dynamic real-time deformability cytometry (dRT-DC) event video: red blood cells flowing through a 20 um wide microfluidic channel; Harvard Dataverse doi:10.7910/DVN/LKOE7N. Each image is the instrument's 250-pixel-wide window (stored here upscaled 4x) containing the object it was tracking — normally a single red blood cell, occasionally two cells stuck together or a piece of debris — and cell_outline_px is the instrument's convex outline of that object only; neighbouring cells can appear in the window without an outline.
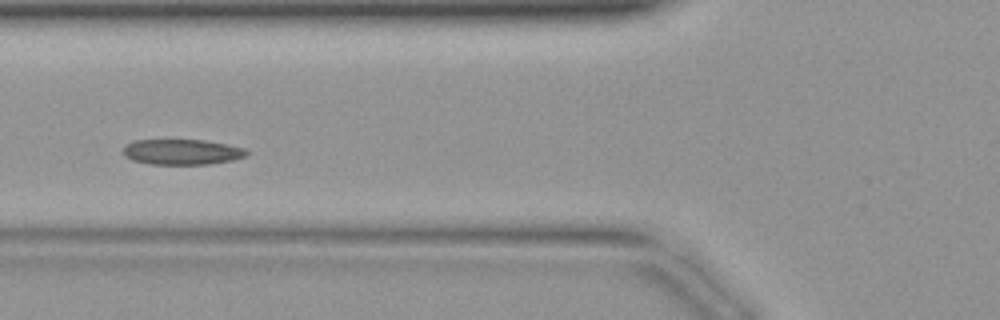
{"species": "common noctule bat (a hibernating species)", "species_latin": "Nyctalus noctula", "temperature_condition": "warm", "stored_images_in_passage": 37, "camera_frame_rate_fps": 3000, "um_per_image_px": 0.085, "animal": {"sex": "female", "body_mass_g": 19.9}, "frame": {"image": 1, "passage_image": 11, "time_ms": 3.333, "image_size_px": [1000, 320], "cell_outline_px": [[248, 152], [244, 156], [232, 160], [208, 164], [148, 164], [132, 160], [124, 156], [124, 148], [132, 140], [204, 140], [228, 144], [244, 148]], "centroid_in_image_um": [15.45, 12.91], "position_along_channel_um": 110.4, "area_um2": 18.21}}